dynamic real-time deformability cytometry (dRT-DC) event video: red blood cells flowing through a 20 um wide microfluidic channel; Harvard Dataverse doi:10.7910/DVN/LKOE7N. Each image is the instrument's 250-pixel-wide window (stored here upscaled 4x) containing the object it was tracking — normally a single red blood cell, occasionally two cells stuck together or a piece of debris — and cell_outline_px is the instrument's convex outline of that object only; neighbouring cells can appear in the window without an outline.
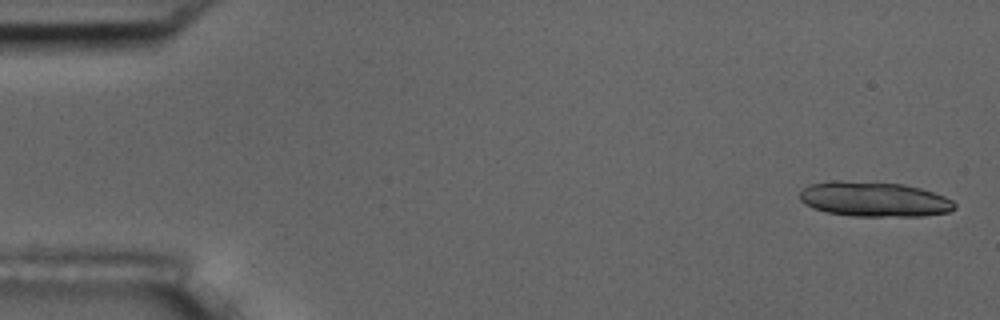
{"species": "common noctule bat (a hibernating species)", "species_latin": "Nyctalus noctula", "temperature_condition": "room temperature", "stored_images_in_passage": 15, "camera_frame_rate_fps": 3000, "um_per_image_px": 0.085, "animal": {"sex": "male", "body_mass_g": 17.5, "forearm_length_mm": 52.3}, "frame": {"image": 1, "passage_image": 1, "time_ms": 0.0, "image_size_px": [1000, 320], "cell_outline_px": [[956, 208], [948, 212], [924, 216], [852, 216], [828, 212], [812, 208], [804, 204], [800, 200], [800, 192], [808, 184], [828, 180], [840, 180], [904, 184], [920, 188], [944, 196], [952, 200], [956, 204]], "centroid_in_image_um": [74.27, 16.93], "position_along_channel_um": 10.7, "area_um2": 31.73}}
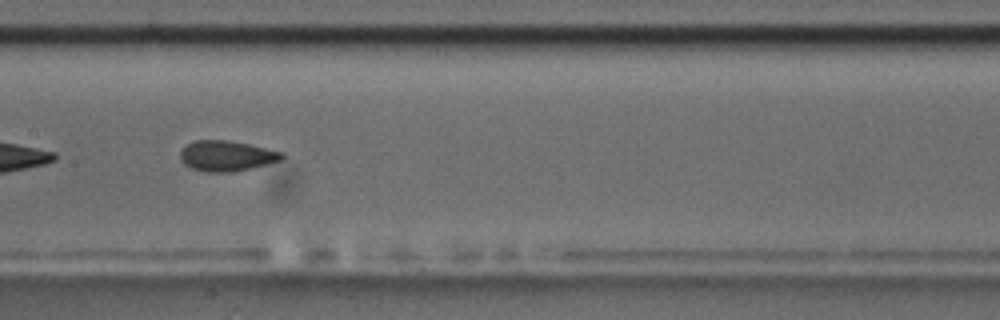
{"frame": {"image": 2, "passage_image": 8, "time_ms": 8.667, "image_size_px": [1000, 320], "cell_outline_px": [[284, 156], [280, 160], [232, 172], [204, 172], [192, 168], [184, 164], [180, 160], [180, 152], [188, 144], [196, 140], [224, 140], [248, 144], [284, 152]], "centroid_in_image_um": [19.23, 13.25], "position_along_channel_um": 188.2, "area_um2": 17.74}}
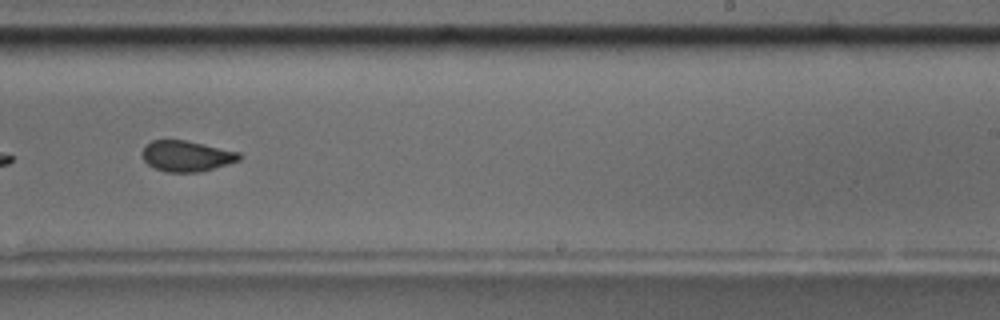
{"frame": {"image": 3, "passage_image": 10, "time_ms": 11.0, "image_size_px": [1000, 320], "cell_outline_px": [[240, 160], [200, 172], [168, 172], [156, 168], [148, 164], [144, 160], [140, 152], [144, 144], [152, 140], [184, 140], [240, 152]], "centroid_in_image_um": [15.81, 13.25], "position_along_channel_um": 273.2, "area_um2": 17.34}, "authors_computed_cell_mechanics": {"area_um2": 18.5538, "velocity_mm_per_s": 3.6562, "shape_relaxation_time_tau1_ms": 10.1416, "shape_relaxation_time_tau2_ms": 0.7004, "deformation_change_tau1": 0.1951, "deformation_change_tau2": 0.0351}}